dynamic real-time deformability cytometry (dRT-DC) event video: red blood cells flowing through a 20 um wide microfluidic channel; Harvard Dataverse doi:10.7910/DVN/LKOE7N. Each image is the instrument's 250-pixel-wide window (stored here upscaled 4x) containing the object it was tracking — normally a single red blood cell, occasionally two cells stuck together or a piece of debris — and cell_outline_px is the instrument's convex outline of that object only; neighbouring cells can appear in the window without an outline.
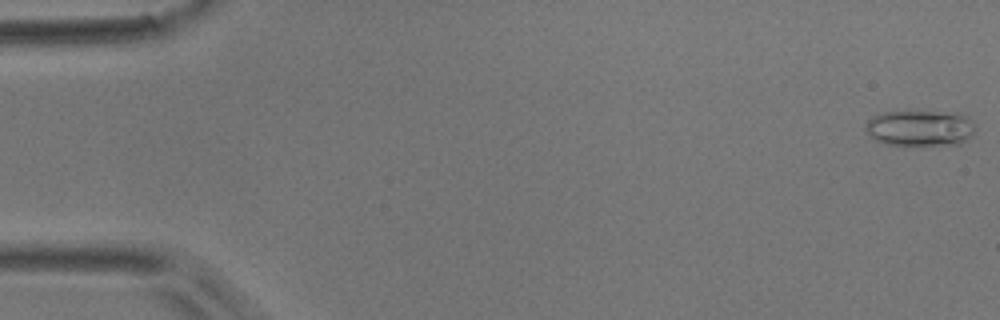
{"species": "common noctule bat (a hibernating species)", "species_latin": "Nyctalus noctula", "temperature_condition": "room temperature", "stored_images_in_passage": 53, "camera_frame_rate_fps": 3000, "um_per_image_px": 0.085, "animal": {"sex": "male", "body_mass_g": 17.9}, "frame": {"image": 1, "passage_image": 1, "time_ms": 0.0, "image_size_px": [1000, 320], "cell_outline_px": [[972, 136], [960, 144], [884, 144], [868, 136], [864, 128], [864, 124], [872, 116], [880, 112], [916, 108], [960, 112], [968, 116], [972, 120]], "centroid_in_image_um": [78.16, 10.8], "position_along_channel_um": 6.8, "area_um2": 24.1}}
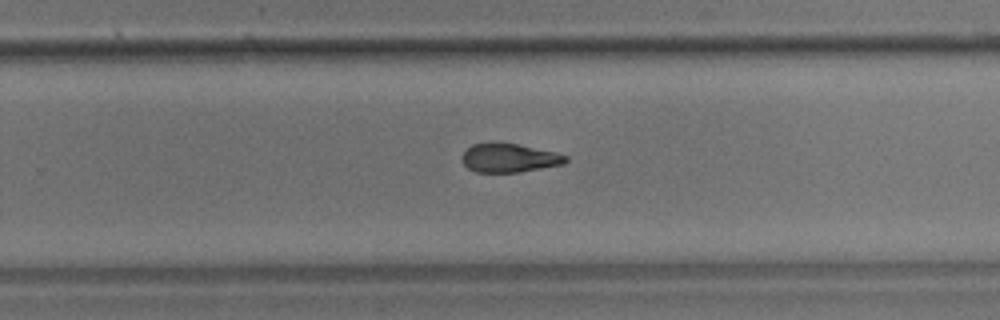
{"frame": {"image": 2, "passage_image": 34, "time_ms": 11.0, "image_size_px": [1000, 320], "cell_outline_px": [[568, 160], [564, 164], [520, 172], [476, 172], [468, 168], [460, 160], [460, 156], [472, 144], [516, 144], [556, 152], [568, 156]], "centroid_in_image_um": [43.29, 13.45], "position_along_channel_um": 286.5, "area_um2": 17.17}}
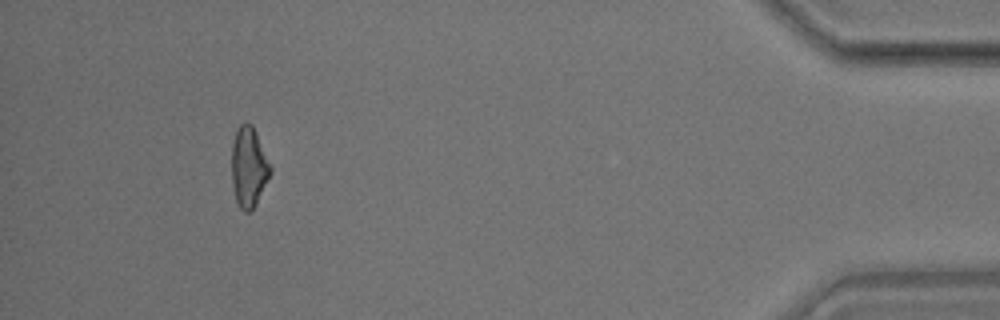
{"frame": {"image": 3, "passage_image": 49, "time_ms": 16.0, "image_size_px": [1000, 320], "cell_outline_px": [[272, 172], [252, 212], [244, 212], [240, 208], [236, 200], [232, 184], [232, 144], [236, 128], [244, 120], [248, 120], [252, 124], [256, 132], [272, 168]], "centroid_in_image_um": [21.14, 14.17], "position_along_channel_um": 414.1, "area_um2": 18.38}, "authors_computed_cell_mechanics": {"area_um2": 18.6694, "velocity_mm_per_s": 3.8102, "shape_relaxation_time_tau1_ms": 4.4995, "shape_relaxation_time_tau2_ms": 3.0785, "deformation_change_tau1": 0.1502, "deformation_change_tau2": 0.1163}}